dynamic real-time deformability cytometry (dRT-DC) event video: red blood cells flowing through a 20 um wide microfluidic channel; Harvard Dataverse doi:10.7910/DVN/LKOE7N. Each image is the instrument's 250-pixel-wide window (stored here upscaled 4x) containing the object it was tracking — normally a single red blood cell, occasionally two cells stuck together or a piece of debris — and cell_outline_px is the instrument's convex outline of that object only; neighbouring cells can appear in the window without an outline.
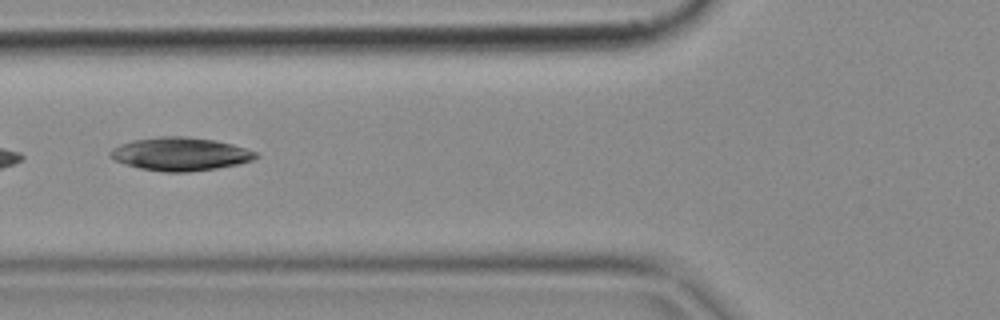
{"species": "common noctule bat (a hibernating species)", "species_latin": "Nyctalus noctula", "temperature_condition": "cold", "stored_images_in_passage": 3, "camera_frame_rate_fps": 3000, "um_per_image_px": 0.085, "animal": {"sex": "female", "body_mass_g": 18.4}, "frame": {"image": 1, "passage_image": 3, "time_ms": 0.667, "image_size_px": [1000, 320], "cell_outline_px": [[260, 156], [252, 160], [240, 164], [216, 168], [188, 172], [164, 172], [140, 168], [124, 164], [116, 160], [108, 152], [112, 148], [120, 144], [132, 140], [160, 136], [184, 136], [216, 140], [232, 144], [256, 152]], "centroid_in_image_um": [15.33, 13.09], "position_along_channel_um": 110.5, "area_um2": 28.21}}